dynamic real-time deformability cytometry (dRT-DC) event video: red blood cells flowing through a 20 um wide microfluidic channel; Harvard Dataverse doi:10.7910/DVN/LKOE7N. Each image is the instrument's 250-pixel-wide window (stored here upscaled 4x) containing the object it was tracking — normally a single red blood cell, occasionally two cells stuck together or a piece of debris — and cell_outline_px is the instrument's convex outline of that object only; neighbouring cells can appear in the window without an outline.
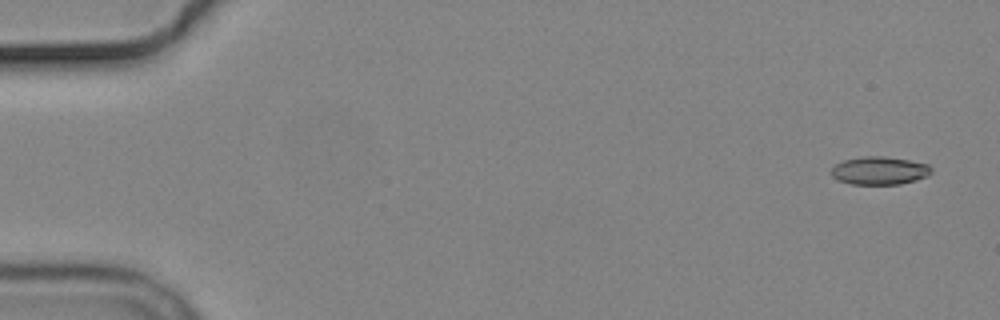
{"species": "common noctule bat (a hibernating species)", "species_latin": "Nyctalus noctula", "temperature_condition": "cold", "stored_images_in_passage": 7, "camera_frame_rate_fps": 3000, "um_per_image_px": 0.085, "animal": {"sex": "male", "body_mass_g": 19.2, "forearm_length_mm": 51.8}, "frame": {"image": 1, "passage_image": 1, "time_ms": 0.0, "image_size_px": [1000, 320], "cell_outline_px": [[932, 172], [928, 176], [916, 180], [900, 184], [852, 184], [840, 180], [832, 176], [832, 168], [836, 164], [844, 160], [864, 156], [884, 156], [908, 160], [928, 164], [932, 168]], "centroid_in_image_um": [74.79, 14.5], "position_along_channel_um": 10.2, "area_um2": 16.24}}